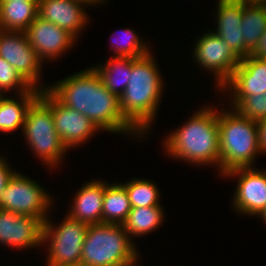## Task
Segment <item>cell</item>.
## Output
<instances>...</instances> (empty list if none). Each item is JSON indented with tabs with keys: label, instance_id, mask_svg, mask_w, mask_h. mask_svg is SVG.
I'll return each instance as SVG.
<instances>
[{
	"label": "cell",
	"instance_id": "obj_1",
	"mask_svg": "<svg viewBox=\"0 0 266 266\" xmlns=\"http://www.w3.org/2000/svg\"><path fill=\"white\" fill-rule=\"evenodd\" d=\"M60 103L90 119L99 129L125 135L143 136L124 118L120 99L104 86L99 74L89 69L63 78L47 89Z\"/></svg>",
	"mask_w": 266,
	"mask_h": 266
},
{
	"label": "cell",
	"instance_id": "obj_2",
	"mask_svg": "<svg viewBox=\"0 0 266 266\" xmlns=\"http://www.w3.org/2000/svg\"><path fill=\"white\" fill-rule=\"evenodd\" d=\"M163 148L168 156L194 165H216L220 172L218 112L210 106L196 110L175 131L165 138Z\"/></svg>",
	"mask_w": 266,
	"mask_h": 266
},
{
	"label": "cell",
	"instance_id": "obj_3",
	"mask_svg": "<svg viewBox=\"0 0 266 266\" xmlns=\"http://www.w3.org/2000/svg\"><path fill=\"white\" fill-rule=\"evenodd\" d=\"M152 53L132 58V72L119 97L124 118L144 137L158 113L163 81Z\"/></svg>",
	"mask_w": 266,
	"mask_h": 266
},
{
	"label": "cell",
	"instance_id": "obj_4",
	"mask_svg": "<svg viewBox=\"0 0 266 266\" xmlns=\"http://www.w3.org/2000/svg\"><path fill=\"white\" fill-rule=\"evenodd\" d=\"M224 110L218 111L222 176L234 169L253 167L255 157L260 155L257 123L239 115L232 107L229 111Z\"/></svg>",
	"mask_w": 266,
	"mask_h": 266
},
{
	"label": "cell",
	"instance_id": "obj_5",
	"mask_svg": "<svg viewBox=\"0 0 266 266\" xmlns=\"http://www.w3.org/2000/svg\"><path fill=\"white\" fill-rule=\"evenodd\" d=\"M123 224L88 225L80 266H126L138 262V250Z\"/></svg>",
	"mask_w": 266,
	"mask_h": 266
},
{
	"label": "cell",
	"instance_id": "obj_6",
	"mask_svg": "<svg viewBox=\"0 0 266 266\" xmlns=\"http://www.w3.org/2000/svg\"><path fill=\"white\" fill-rule=\"evenodd\" d=\"M22 131L43 164L56 169L68 150L56 132L52 109L40 97L29 107Z\"/></svg>",
	"mask_w": 266,
	"mask_h": 266
},
{
	"label": "cell",
	"instance_id": "obj_7",
	"mask_svg": "<svg viewBox=\"0 0 266 266\" xmlns=\"http://www.w3.org/2000/svg\"><path fill=\"white\" fill-rule=\"evenodd\" d=\"M58 224H52L49 218L43 224L42 243L49 242L47 266H80L88 225L68 215Z\"/></svg>",
	"mask_w": 266,
	"mask_h": 266
},
{
	"label": "cell",
	"instance_id": "obj_8",
	"mask_svg": "<svg viewBox=\"0 0 266 266\" xmlns=\"http://www.w3.org/2000/svg\"><path fill=\"white\" fill-rule=\"evenodd\" d=\"M45 191L39 183L16 172L1 195L0 208L39 218L44 223L52 206V198Z\"/></svg>",
	"mask_w": 266,
	"mask_h": 266
},
{
	"label": "cell",
	"instance_id": "obj_9",
	"mask_svg": "<svg viewBox=\"0 0 266 266\" xmlns=\"http://www.w3.org/2000/svg\"><path fill=\"white\" fill-rule=\"evenodd\" d=\"M194 48L195 62L203 68L213 72L215 84L221 89L231 78L240 63V59L231 51L229 46L212 31L202 35Z\"/></svg>",
	"mask_w": 266,
	"mask_h": 266
},
{
	"label": "cell",
	"instance_id": "obj_10",
	"mask_svg": "<svg viewBox=\"0 0 266 266\" xmlns=\"http://www.w3.org/2000/svg\"><path fill=\"white\" fill-rule=\"evenodd\" d=\"M0 56L13 66L33 88L48 89V87L39 86L43 62L29 44L26 32L0 30Z\"/></svg>",
	"mask_w": 266,
	"mask_h": 266
},
{
	"label": "cell",
	"instance_id": "obj_11",
	"mask_svg": "<svg viewBox=\"0 0 266 266\" xmlns=\"http://www.w3.org/2000/svg\"><path fill=\"white\" fill-rule=\"evenodd\" d=\"M39 97L52 109L56 132L67 149L85 144L100 130L85 115L60 103L47 89L41 90Z\"/></svg>",
	"mask_w": 266,
	"mask_h": 266
},
{
	"label": "cell",
	"instance_id": "obj_12",
	"mask_svg": "<svg viewBox=\"0 0 266 266\" xmlns=\"http://www.w3.org/2000/svg\"><path fill=\"white\" fill-rule=\"evenodd\" d=\"M237 177L233 205L235 211L260 216L266 209V170L254 167L231 170L223 177Z\"/></svg>",
	"mask_w": 266,
	"mask_h": 266
},
{
	"label": "cell",
	"instance_id": "obj_13",
	"mask_svg": "<svg viewBox=\"0 0 266 266\" xmlns=\"http://www.w3.org/2000/svg\"><path fill=\"white\" fill-rule=\"evenodd\" d=\"M29 44L35 50L38 58L53 60L61 57L75 44L76 38L68 31L54 23L37 16L25 31Z\"/></svg>",
	"mask_w": 266,
	"mask_h": 266
},
{
	"label": "cell",
	"instance_id": "obj_14",
	"mask_svg": "<svg viewBox=\"0 0 266 266\" xmlns=\"http://www.w3.org/2000/svg\"><path fill=\"white\" fill-rule=\"evenodd\" d=\"M43 222L36 217L20 215L0 208V244L19 250L44 245Z\"/></svg>",
	"mask_w": 266,
	"mask_h": 266
},
{
	"label": "cell",
	"instance_id": "obj_15",
	"mask_svg": "<svg viewBox=\"0 0 266 266\" xmlns=\"http://www.w3.org/2000/svg\"><path fill=\"white\" fill-rule=\"evenodd\" d=\"M85 5L78 0H39L38 16L54 23L78 39L79 32L87 25L89 16Z\"/></svg>",
	"mask_w": 266,
	"mask_h": 266
},
{
	"label": "cell",
	"instance_id": "obj_16",
	"mask_svg": "<svg viewBox=\"0 0 266 266\" xmlns=\"http://www.w3.org/2000/svg\"><path fill=\"white\" fill-rule=\"evenodd\" d=\"M232 97H246L266 93V61L261 57L246 56L222 87Z\"/></svg>",
	"mask_w": 266,
	"mask_h": 266
},
{
	"label": "cell",
	"instance_id": "obj_17",
	"mask_svg": "<svg viewBox=\"0 0 266 266\" xmlns=\"http://www.w3.org/2000/svg\"><path fill=\"white\" fill-rule=\"evenodd\" d=\"M216 12L217 30H212V32L223 39L239 59L249 56L250 53L244 48V37L240 30L242 27L243 2L218 0Z\"/></svg>",
	"mask_w": 266,
	"mask_h": 266
},
{
	"label": "cell",
	"instance_id": "obj_18",
	"mask_svg": "<svg viewBox=\"0 0 266 266\" xmlns=\"http://www.w3.org/2000/svg\"><path fill=\"white\" fill-rule=\"evenodd\" d=\"M108 183L92 180L83 184L75 194L72 208L67 215L87 225L102 223V206L105 188Z\"/></svg>",
	"mask_w": 266,
	"mask_h": 266
},
{
	"label": "cell",
	"instance_id": "obj_19",
	"mask_svg": "<svg viewBox=\"0 0 266 266\" xmlns=\"http://www.w3.org/2000/svg\"><path fill=\"white\" fill-rule=\"evenodd\" d=\"M40 96V91L21 93L18 99L0 95V132L21 129L31 104Z\"/></svg>",
	"mask_w": 266,
	"mask_h": 266
},
{
	"label": "cell",
	"instance_id": "obj_20",
	"mask_svg": "<svg viewBox=\"0 0 266 266\" xmlns=\"http://www.w3.org/2000/svg\"><path fill=\"white\" fill-rule=\"evenodd\" d=\"M38 11V1H0V30L25 32Z\"/></svg>",
	"mask_w": 266,
	"mask_h": 266
},
{
	"label": "cell",
	"instance_id": "obj_21",
	"mask_svg": "<svg viewBox=\"0 0 266 266\" xmlns=\"http://www.w3.org/2000/svg\"><path fill=\"white\" fill-rule=\"evenodd\" d=\"M93 68L99 74L105 87L120 97L129 82L132 72V58L112 56L107 63Z\"/></svg>",
	"mask_w": 266,
	"mask_h": 266
},
{
	"label": "cell",
	"instance_id": "obj_22",
	"mask_svg": "<svg viewBox=\"0 0 266 266\" xmlns=\"http://www.w3.org/2000/svg\"><path fill=\"white\" fill-rule=\"evenodd\" d=\"M130 211L129 197L122 183L107 184L103 197L102 223L123 224Z\"/></svg>",
	"mask_w": 266,
	"mask_h": 266
},
{
	"label": "cell",
	"instance_id": "obj_23",
	"mask_svg": "<svg viewBox=\"0 0 266 266\" xmlns=\"http://www.w3.org/2000/svg\"><path fill=\"white\" fill-rule=\"evenodd\" d=\"M162 206L131 208L123 227L129 237H138L148 234L161 226L164 218ZM133 235V236H132Z\"/></svg>",
	"mask_w": 266,
	"mask_h": 266
},
{
	"label": "cell",
	"instance_id": "obj_24",
	"mask_svg": "<svg viewBox=\"0 0 266 266\" xmlns=\"http://www.w3.org/2000/svg\"><path fill=\"white\" fill-rule=\"evenodd\" d=\"M241 25L244 48L250 53L266 30V5L243 3Z\"/></svg>",
	"mask_w": 266,
	"mask_h": 266
},
{
	"label": "cell",
	"instance_id": "obj_25",
	"mask_svg": "<svg viewBox=\"0 0 266 266\" xmlns=\"http://www.w3.org/2000/svg\"><path fill=\"white\" fill-rule=\"evenodd\" d=\"M122 185L127 191L131 208L161 206L159 189L150 180L132 179Z\"/></svg>",
	"mask_w": 266,
	"mask_h": 266
},
{
	"label": "cell",
	"instance_id": "obj_26",
	"mask_svg": "<svg viewBox=\"0 0 266 266\" xmlns=\"http://www.w3.org/2000/svg\"><path fill=\"white\" fill-rule=\"evenodd\" d=\"M230 98L231 106L239 115L256 123L266 119V93Z\"/></svg>",
	"mask_w": 266,
	"mask_h": 266
},
{
	"label": "cell",
	"instance_id": "obj_27",
	"mask_svg": "<svg viewBox=\"0 0 266 266\" xmlns=\"http://www.w3.org/2000/svg\"><path fill=\"white\" fill-rule=\"evenodd\" d=\"M121 33L122 35H119L123 37L122 42H112V52L115 53V56L139 58L151 52L149 45L147 46V43L144 40H141L142 38H139V36L132 29H124Z\"/></svg>",
	"mask_w": 266,
	"mask_h": 266
},
{
	"label": "cell",
	"instance_id": "obj_28",
	"mask_svg": "<svg viewBox=\"0 0 266 266\" xmlns=\"http://www.w3.org/2000/svg\"><path fill=\"white\" fill-rule=\"evenodd\" d=\"M14 88L19 95L28 91H41L33 88L13 66L0 56V95Z\"/></svg>",
	"mask_w": 266,
	"mask_h": 266
},
{
	"label": "cell",
	"instance_id": "obj_29",
	"mask_svg": "<svg viewBox=\"0 0 266 266\" xmlns=\"http://www.w3.org/2000/svg\"><path fill=\"white\" fill-rule=\"evenodd\" d=\"M4 157H0V198L9 183V180L13 177L16 171L12 170Z\"/></svg>",
	"mask_w": 266,
	"mask_h": 266
},
{
	"label": "cell",
	"instance_id": "obj_30",
	"mask_svg": "<svg viewBox=\"0 0 266 266\" xmlns=\"http://www.w3.org/2000/svg\"><path fill=\"white\" fill-rule=\"evenodd\" d=\"M257 144L260 154L266 153V119L257 122Z\"/></svg>",
	"mask_w": 266,
	"mask_h": 266
},
{
	"label": "cell",
	"instance_id": "obj_31",
	"mask_svg": "<svg viewBox=\"0 0 266 266\" xmlns=\"http://www.w3.org/2000/svg\"><path fill=\"white\" fill-rule=\"evenodd\" d=\"M265 55H266V30L259 38V41L255 45V47L250 51L249 56L263 58Z\"/></svg>",
	"mask_w": 266,
	"mask_h": 266
},
{
	"label": "cell",
	"instance_id": "obj_32",
	"mask_svg": "<svg viewBox=\"0 0 266 266\" xmlns=\"http://www.w3.org/2000/svg\"><path fill=\"white\" fill-rule=\"evenodd\" d=\"M245 4L266 5V0H238Z\"/></svg>",
	"mask_w": 266,
	"mask_h": 266
},
{
	"label": "cell",
	"instance_id": "obj_33",
	"mask_svg": "<svg viewBox=\"0 0 266 266\" xmlns=\"http://www.w3.org/2000/svg\"><path fill=\"white\" fill-rule=\"evenodd\" d=\"M78 1H81V2H83L85 5H92V6H94V4L96 5V4H102L103 2H105L106 0H78Z\"/></svg>",
	"mask_w": 266,
	"mask_h": 266
},
{
	"label": "cell",
	"instance_id": "obj_34",
	"mask_svg": "<svg viewBox=\"0 0 266 266\" xmlns=\"http://www.w3.org/2000/svg\"><path fill=\"white\" fill-rule=\"evenodd\" d=\"M260 217H262L261 219H264V223L266 224V209L265 211L260 215Z\"/></svg>",
	"mask_w": 266,
	"mask_h": 266
},
{
	"label": "cell",
	"instance_id": "obj_35",
	"mask_svg": "<svg viewBox=\"0 0 266 266\" xmlns=\"http://www.w3.org/2000/svg\"><path fill=\"white\" fill-rule=\"evenodd\" d=\"M0 1H21V2H25V1H39V0H0Z\"/></svg>",
	"mask_w": 266,
	"mask_h": 266
},
{
	"label": "cell",
	"instance_id": "obj_36",
	"mask_svg": "<svg viewBox=\"0 0 266 266\" xmlns=\"http://www.w3.org/2000/svg\"><path fill=\"white\" fill-rule=\"evenodd\" d=\"M136 264H137V262H135V263H131V264H128V265H126V266H137Z\"/></svg>",
	"mask_w": 266,
	"mask_h": 266
}]
</instances>
